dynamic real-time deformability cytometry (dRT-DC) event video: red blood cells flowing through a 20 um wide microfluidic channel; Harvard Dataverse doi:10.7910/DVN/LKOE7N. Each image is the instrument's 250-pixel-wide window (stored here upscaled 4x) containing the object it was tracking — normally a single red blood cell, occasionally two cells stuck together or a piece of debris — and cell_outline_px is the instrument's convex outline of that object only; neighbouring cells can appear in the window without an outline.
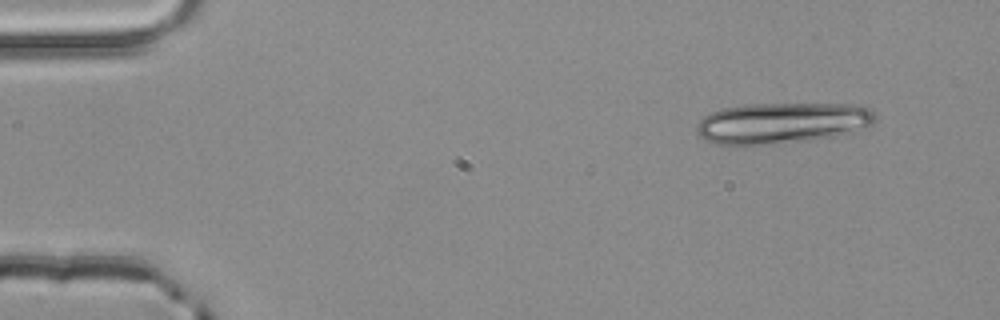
{"species": "common noctule bat (a hibernating species)", "species_latin": "Nyctalus noctula", "temperature_condition": "room temperature", "stored_images_in_passage": 4, "camera_frame_rate_fps": 3000, "um_per_image_px": 0.085, "animal": {"sex": "male", "body_mass_g": 20.4}, "frame": {"image": 1, "passage_image": 1, "time_ms": 0.0, "image_size_px": [1000, 320], "cell_outline_px": [[876, 120], [872, 124], [864, 128], [852, 132], [836, 136], [812, 140], [740, 148], [712, 144], [704, 140], [696, 132], [696, 124], [704, 116], [720, 108], [744, 104], [856, 104], [868, 108], [876, 112]], "centroid_in_image_um": [66.41, 10.49], "position_along_channel_um": 18.6, "area_um2": 44.04}}